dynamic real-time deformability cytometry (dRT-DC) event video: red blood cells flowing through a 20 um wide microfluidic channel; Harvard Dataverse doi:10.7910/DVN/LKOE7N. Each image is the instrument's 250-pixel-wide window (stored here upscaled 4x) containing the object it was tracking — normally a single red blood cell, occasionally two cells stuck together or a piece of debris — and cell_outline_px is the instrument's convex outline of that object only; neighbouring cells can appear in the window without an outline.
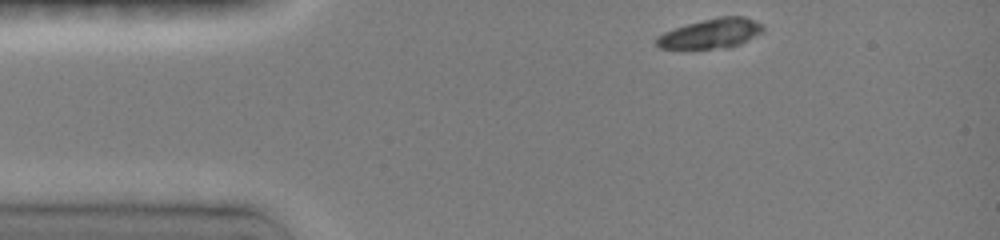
{"species": "common noctule bat (a hibernating species)", "species_latin": "Nyctalus noctula", "temperature_condition": "room temperature", "stored_images_in_passage": 14, "camera_frame_rate_fps": 3000, "um_per_image_px": 0.085, "animal": {"sex": "female", "body_mass_g": 19.0, "forearm_length_mm": 51.5}, "frame": {"image": 1, "passage_image": 1, "time_ms": 0.0, "image_size_px": [1000, 240], "cell_outline_px": [[764, 28], [760, 32], [740, 44], [712, 48], [660, 48], [656, 44], [656, 36], [664, 32], [688, 24], [720, 16], [744, 16], [760, 24]], "centroid_in_image_um": [60.39, 2.83], "position_along_channel_um": 24.6, "area_um2": 17.74}}
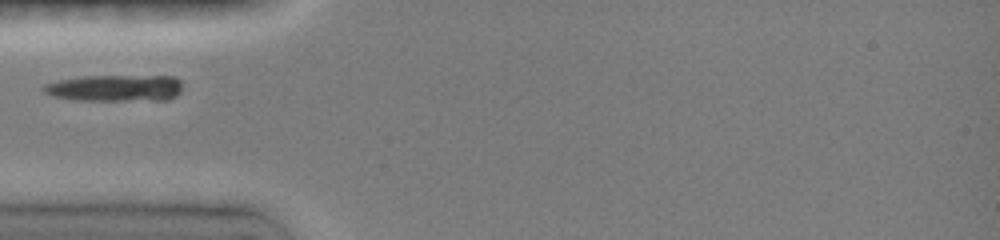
{"frame": {"image": 2, "passage_image": 7, "time_ms": 2.667, "image_size_px": [1000, 240], "cell_outline_px": [[180, 92], [176, 96], [168, 100], [80, 100], [56, 96], [44, 92], [44, 88], [48, 84], [60, 80], [84, 76], [176, 76], [180, 80]], "centroid_in_image_um": [9.89, 7.48], "position_along_channel_um": 75.1, "area_um2": 21.21}}
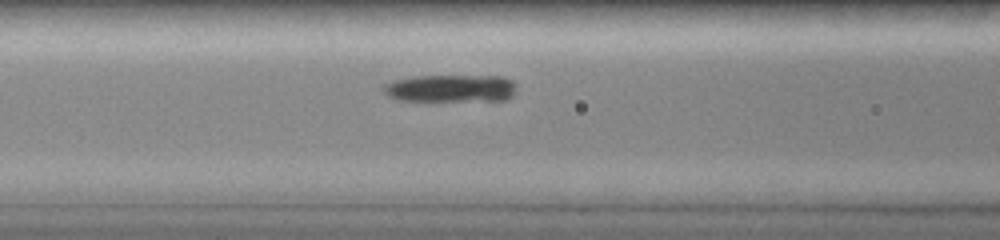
{"frame": {"image": 3, "passage_image": 11, "time_ms": 4.0, "image_size_px": [1000, 240], "cell_outline_px": [[512, 96], [504, 100], [400, 100], [388, 96], [384, 92], [384, 88], [388, 84], [396, 80], [412, 76], [500, 76], [512, 80]], "centroid_in_image_um": [38.29, 7.5], "position_along_channel_um": 128.3, "area_um2": 20.69}}